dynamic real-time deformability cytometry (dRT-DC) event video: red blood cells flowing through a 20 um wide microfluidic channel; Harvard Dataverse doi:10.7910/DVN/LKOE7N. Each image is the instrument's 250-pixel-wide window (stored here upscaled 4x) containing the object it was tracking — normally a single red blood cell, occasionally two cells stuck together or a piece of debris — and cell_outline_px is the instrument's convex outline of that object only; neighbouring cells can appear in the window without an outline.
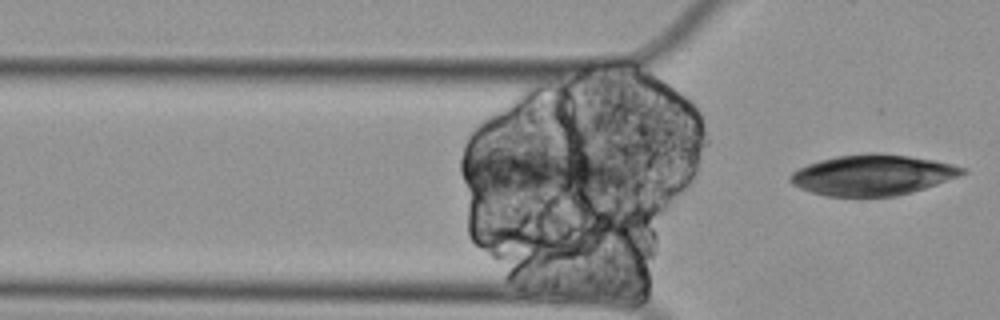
{"species": "Egyptian fruit bat (a non-hibernating species)", "species_latin": "Rousettus aegyptiacus", "temperature_condition": "cold", "stored_images_in_passage": 16, "camera_frame_rate_fps": 3000, "um_per_image_px": 0.085, "animal": {"sex": "female"}, "frame": {"image": 1, "passage_image": 16, "time_ms": 5.0, "image_size_px": [1000, 320], "cell_outline_px": [[968, 172], [936, 184], [924, 188], [896, 196], [824, 196], [800, 188], [792, 184], [788, 180], [788, 176], [792, 172], [808, 164], [820, 160], [836, 156], [868, 152], [876, 152], [908, 156], [936, 160], [968, 168]], "centroid_in_image_um": [74.16, 14.86], "position_along_channel_um": 51.6, "area_um2": 40.75}}